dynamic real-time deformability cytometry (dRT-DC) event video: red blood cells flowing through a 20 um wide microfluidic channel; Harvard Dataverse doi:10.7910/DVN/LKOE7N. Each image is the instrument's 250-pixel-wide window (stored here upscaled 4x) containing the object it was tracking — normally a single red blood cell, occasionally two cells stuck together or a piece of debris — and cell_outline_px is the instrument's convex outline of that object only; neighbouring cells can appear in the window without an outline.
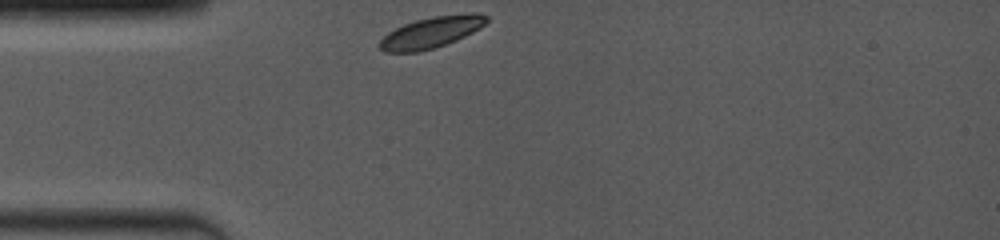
{"species": "common noctule bat (a hibernating species)", "species_latin": "Nyctalus noctula", "temperature_condition": "room temperature", "stored_images_in_passage": 38, "camera_frame_rate_fps": 4000, "um_per_image_px": 0.085, "animal": {"sex": "female", "body_mass_g": 19.0, "forearm_length_mm": 53.3}, "frame": {"image": 1, "passage_image": 1, "time_ms": 0.0, "image_size_px": [1000, 240], "cell_outline_px": [[488, 20], [480, 28], [456, 40], [436, 48], [420, 52], [384, 52], [376, 44], [388, 32], [404, 24], [416, 20], [432, 16], [472, 12], [476, 12], [488, 16]], "centroid_in_image_um": [36.65, 2.75], "position_along_channel_um": 48.3, "area_um2": 19.59}}
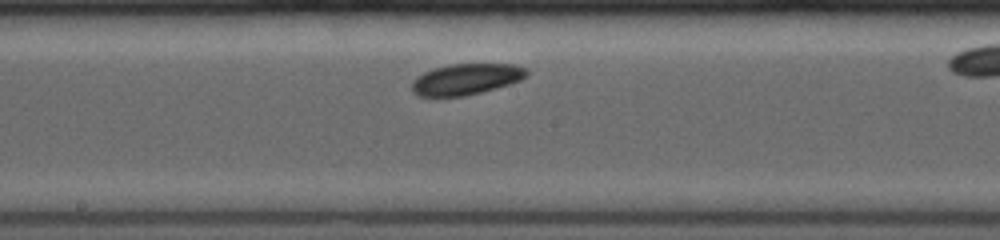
{"frame": {"image": 2, "passage_image": 18, "time_ms": 4.5, "image_size_px": [1000, 240], "cell_outline_px": [[528, 72], [520, 80], [496, 88], [464, 96], [416, 96], [412, 92], [412, 80], [416, 76], [424, 72], [448, 64], [512, 64], [528, 68]], "centroid_in_image_um": [39.58, 6.73], "position_along_channel_um": 208.6, "area_um2": 20.69}}
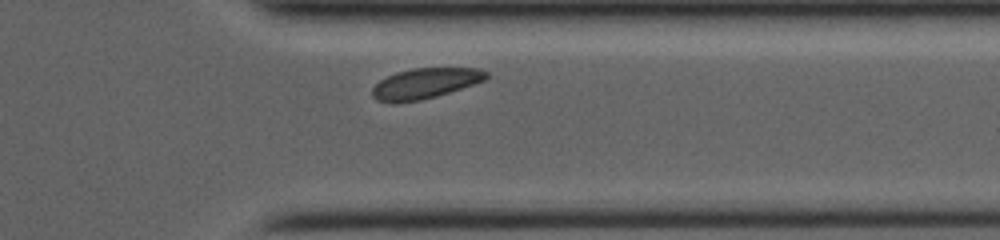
{"frame": {"image": 3, "passage_image": 33, "time_ms": 8.75, "image_size_px": [1000, 240], "cell_outline_px": [[488, 76], [484, 80], [436, 96], [420, 100], [376, 100], [372, 96], [372, 88], [380, 80], [396, 72], [412, 68], [480, 68], [488, 72]], "centroid_in_image_um": [36.16, 7.04], "position_along_channel_um": 375.2, "area_um2": 19.54}}